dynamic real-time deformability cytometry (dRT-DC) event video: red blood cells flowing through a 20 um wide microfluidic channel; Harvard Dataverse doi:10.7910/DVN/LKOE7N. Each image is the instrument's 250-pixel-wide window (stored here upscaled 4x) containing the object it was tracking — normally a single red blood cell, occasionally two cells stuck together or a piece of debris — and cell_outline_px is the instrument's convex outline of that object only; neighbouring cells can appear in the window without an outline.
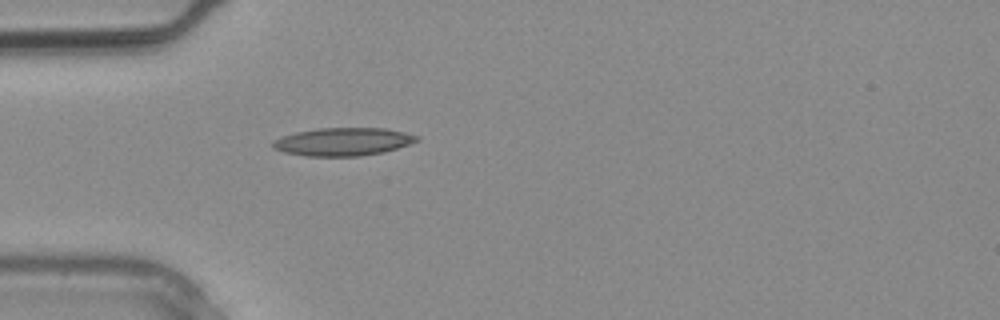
{"species": "common noctule bat (a hibernating species)", "species_latin": "Nyctalus noctula", "temperature_condition": "warm", "stored_images_in_passage": 3, "camera_frame_rate_fps": 3000, "um_per_image_px": 0.085, "animal": {"sex": "male", "body_mass_g": 20.4}, "frame": {"image": 1, "passage_image": 3, "time_ms": 0.667, "image_size_px": [1000, 320], "cell_outline_px": [[420, 140], [384, 152], [360, 156], [304, 156], [284, 152], [272, 148], [272, 140], [280, 136], [296, 132], [316, 128], [384, 128], [404, 132], [420, 136]], "centroid_in_image_um": [29.12, 12.04], "position_along_channel_um": 55.9, "area_um2": 23.64}}